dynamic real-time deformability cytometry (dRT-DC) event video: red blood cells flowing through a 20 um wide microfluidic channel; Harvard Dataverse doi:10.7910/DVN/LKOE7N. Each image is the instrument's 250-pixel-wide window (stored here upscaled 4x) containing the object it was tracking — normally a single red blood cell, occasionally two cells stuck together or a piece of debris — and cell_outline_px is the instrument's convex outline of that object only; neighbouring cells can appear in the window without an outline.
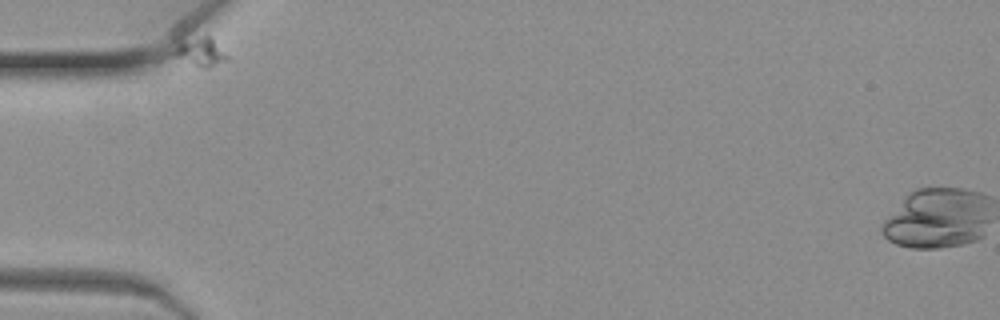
{"species": "common noctule bat (a hibernating species)", "species_latin": "Nyctalus noctula", "temperature_condition": "warm", "stored_images_in_passage": 10, "camera_frame_rate_fps": 3000, "um_per_image_px": 0.085, "animal": {"sex": "female", "body_mass_g": 19.3, "forearm_length_mm": 54.1}, "frame": {"image": 1, "passage_image": 1, "time_ms": 0.0, "image_size_px": [1000, 320], "cell_outline_px": [[228, 60], [212, 68], [200, 68], [156, 60], [164, 52], [180, 40], [204, 36], [208, 36], [228, 56]], "centroid_in_image_um": [16.59, 4.53], "position_along_channel_um": 68.4, "area_um2": 10.81}}